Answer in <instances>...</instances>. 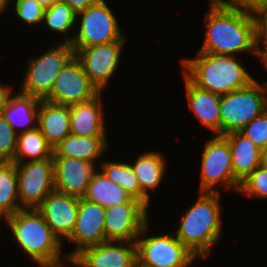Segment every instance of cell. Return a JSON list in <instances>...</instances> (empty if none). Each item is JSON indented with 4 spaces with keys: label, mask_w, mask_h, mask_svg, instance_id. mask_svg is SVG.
Masks as SVG:
<instances>
[{
    "label": "cell",
    "mask_w": 267,
    "mask_h": 267,
    "mask_svg": "<svg viewBox=\"0 0 267 267\" xmlns=\"http://www.w3.org/2000/svg\"><path fill=\"white\" fill-rule=\"evenodd\" d=\"M240 133L260 149L267 147V110L254 118Z\"/></svg>",
    "instance_id": "cell-32"
},
{
    "label": "cell",
    "mask_w": 267,
    "mask_h": 267,
    "mask_svg": "<svg viewBox=\"0 0 267 267\" xmlns=\"http://www.w3.org/2000/svg\"><path fill=\"white\" fill-rule=\"evenodd\" d=\"M40 5H42L44 8L51 7L55 3L59 2L60 0H37Z\"/></svg>",
    "instance_id": "cell-40"
},
{
    "label": "cell",
    "mask_w": 267,
    "mask_h": 267,
    "mask_svg": "<svg viewBox=\"0 0 267 267\" xmlns=\"http://www.w3.org/2000/svg\"><path fill=\"white\" fill-rule=\"evenodd\" d=\"M231 150L235 179L241 183L260 166L261 149L240 132L225 135Z\"/></svg>",
    "instance_id": "cell-23"
},
{
    "label": "cell",
    "mask_w": 267,
    "mask_h": 267,
    "mask_svg": "<svg viewBox=\"0 0 267 267\" xmlns=\"http://www.w3.org/2000/svg\"><path fill=\"white\" fill-rule=\"evenodd\" d=\"M78 32L73 36V49H82L115 41H126L117 18L105 0H97L86 10L77 13ZM123 33V34H122Z\"/></svg>",
    "instance_id": "cell-7"
},
{
    "label": "cell",
    "mask_w": 267,
    "mask_h": 267,
    "mask_svg": "<svg viewBox=\"0 0 267 267\" xmlns=\"http://www.w3.org/2000/svg\"><path fill=\"white\" fill-rule=\"evenodd\" d=\"M38 128L47 143L54 149L71 133L69 105L41 100L38 113Z\"/></svg>",
    "instance_id": "cell-20"
},
{
    "label": "cell",
    "mask_w": 267,
    "mask_h": 267,
    "mask_svg": "<svg viewBox=\"0 0 267 267\" xmlns=\"http://www.w3.org/2000/svg\"><path fill=\"white\" fill-rule=\"evenodd\" d=\"M148 207L144 203H122L105 208L106 241L133 242L148 223Z\"/></svg>",
    "instance_id": "cell-13"
},
{
    "label": "cell",
    "mask_w": 267,
    "mask_h": 267,
    "mask_svg": "<svg viewBox=\"0 0 267 267\" xmlns=\"http://www.w3.org/2000/svg\"><path fill=\"white\" fill-rule=\"evenodd\" d=\"M18 179V196L22 208H37L53 191V159L15 163Z\"/></svg>",
    "instance_id": "cell-10"
},
{
    "label": "cell",
    "mask_w": 267,
    "mask_h": 267,
    "mask_svg": "<svg viewBox=\"0 0 267 267\" xmlns=\"http://www.w3.org/2000/svg\"><path fill=\"white\" fill-rule=\"evenodd\" d=\"M107 146L108 140L106 136L81 137L70 133L55 146L53 157L76 158L96 163L107 152Z\"/></svg>",
    "instance_id": "cell-22"
},
{
    "label": "cell",
    "mask_w": 267,
    "mask_h": 267,
    "mask_svg": "<svg viewBox=\"0 0 267 267\" xmlns=\"http://www.w3.org/2000/svg\"><path fill=\"white\" fill-rule=\"evenodd\" d=\"M19 202L15 163L0 161V220L23 209Z\"/></svg>",
    "instance_id": "cell-28"
},
{
    "label": "cell",
    "mask_w": 267,
    "mask_h": 267,
    "mask_svg": "<svg viewBox=\"0 0 267 267\" xmlns=\"http://www.w3.org/2000/svg\"><path fill=\"white\" fill-rule=\"evenodd\" d=\"M260 166L263 168H267V147L261 149Z\"/></svg>",
    "instance_id": "cell-38"
},
{
    "label": "cell",
    "mask_w": 267,
    "mask_h": 267,
    "mask_svg": "<svg viewBox=\"0 0 267 267\" xmlns=\"http://www.w3.org/2000/svg\"><path fill=\"white\" fill-rule=\"evenodd\" d=\"M201 159L199 192L219 193L217 184L238 192L240 183L235 179L228 140L223 135H214L205 143Z\"/></svg>",
    "instance_id": "cell-9"
},
{
    "label": "cell",
    "mask_w": 267,
    "mask_h": 267,
    "mask_svg": "<svg viewBox=\"0 0 267 267\" xmlns=\"http://www.w3.org/2000/svg\"><path fill=\"white\" fill-rule=\"evenodd\" d=\"M183 79L188 101L187 108L196 115L203 126L213 132V135H221V96L199 88L185 75Z\"/></svg>",
    "instance_id": "cell-19"
},
{
    "label": "cell",
    "mask_w": 267,
    "mask_h": 267,
    "mask_svg": "<svg viewBox=\"0 0 267 267\" xmlns=\"http://www.w3.org/2000/svg\"><path fill=\"white\" fill-rule=\"evenodd\" d=\"M11 1L12 0H0V16H2L1 14L8 10V4H10Z\"/></svg>",
    "instance_id": "cell-39"
},
{
    "label": "cell",
    "mask_w": 267,
    "mask_h": 267,
    "mask_svg": "<svg viewBox=\"0 0 267 267\" xmlns=\"http://www.w3.org/2000/svg\"><path fill=\"white\" fill-rule=\"evenodd\" d=\"M166 159L156 151L139 155L131 167L138 179L141 191L150 199V190H156L162 184L167 169Z\"/></svg>",
    "instance_id": "cell-25"
},
{
    "label": "cell",
    "mask_w": 267,
    "mask_h": 267,
    "mask_svg": "<svg viewBox=\"0 0 267 267\" xmlns=\"http://www.w3.org/2000/svg\"><path fill=\"white\" fill-rule=\"evenodd\" d=\"M40 101L31 95L13 93L1 116L17 134L33 130L38 127Z\"/></svg>",
    "instance_id": "cell-21"
},
{
    "label": "cell",
    "mask_w": 267,
    "mask_h": 267,
    "mask_svg": "<svg viewBox=\"0 0 267 267\" xmlns=\"http://www.w3.org/2000/svg\"><path fill=\"white\" fill-rule=\"evenodd\" d=\"M15 2V3H14ZM15 16L25 25L43 24L45 9L37 0H13Z\"/></svg>",
    "instance_id": "cell-31"
},
{
    "label": "cell",
    "mask_w": 267,
    "mask_h": 267,
    "mask_svg": "<svg viewBox=\"0 0 267 267\" xmlns=\"http://www.w3.org/2000/svg\"><path fill=\"white\" fill-rule=\"evenodd\" d=\"M149 222L136 238L137 267H191L197 257L174 234L146 236ZM196 258V259H195Z\"/></svg>",
    "instance_id": "cell-6"
},
{
    "label": "cell",
    "mask_w": 267,
    "mask_h": 267,
    "mask_svg": "<svg viewBox=\"0 0 267 267\" xmlns=\"http://www.w3.org/2000/svg\"><path fill=\"white\" fill-rule=\"evenodd\" d=\"M98 167L108 179L121 186L132 198L141 201L149 208L150 199L141 191L138 179L129 163L104 161Z\"/></svg>",
    "instance_id": "cell-27"
},
{
    "label": "cell",
    "mask_w": 267,
    "mask_h": 267,
    "mask_svg": "<svg viewBox=\"0 0 267 267\" xmlns=\"http://www.w3.org/2000/svg\"><path fill=\"white\" fill-rule=\"evenodd\" d=\"M126 41L74 49L88 79L103 92L120 63Z\"/></svg>",
    "instance_id": "cell-11"
},
{
    "label": "cell",
    "mask_w": 267,
    "mask_h": 267,
    "mask_svg": "<svg viewBox=\"0 0 267 267\" xmlns=\"http://www.w3.org/2000/svg\"><path fill=\"white\" fill-rule=\"evenodd\" d=\"M83 198L104 208L122 203H142L132 198L121 186L108 179L100 169L93 173Z\"/></svg>",
    "instance_id": "cell-24"
},
{
    "label": "cell",
    "mask_w": 267,
    "mask_h": 267,
    "mask_svg": "<svg viewBox=\"0 0 267 267\" xmlns=\"http://www.w3.org/2000/svg\"><path fill=\"white\" fill-rule=\"evenodd\" d=\"M267 71V69H265ZM261 87V90H262V93H263V96H264V99H265V102L267 104V80L264 81V82H259L257 81ZM261 83V84H260Z\"/></svg>",
    "instance_id": "cell-41"
},
{
    "label": "cell",
    "mask_w": 267,
    "mask_h": 267,
    "mask_svg": "<svg viewBox=\"0 0 267 267\" xmlns=\"http://www.w3.org/2000/svg\"><path fill=\"white\" fill-rule=\"evenodd\" d=\"M256 23V40L260 54L267 48V3L253 11Z\"/></svg>",
    "instance_id": "cell-34"
},
{
    "label": "cell",
    "mask_w": 267,
    "mask_h": 267,
    "mask_svg": "<svg viewBox=\"0 0 267 267\" xmlns=\"http://www.w3.org/2000/svg\"><path fill=\"white\" fill-rule=\"evenodd\" d=\"M68 4L76 13L86 10L93 5L97 0H60Z\"/></svg>",
    "instance_id": "cell-36"
},
{
    "label": "cell",
    "mask_w": 267,
    "mask_h": 267,
    "mask_svg": "<svg viewBox=\"0 0 267 267\" xmlns=\"http://www.w3.org/2000/svg\"><path fill=\"white\" fill-rule=\"evenodd\" d=\"M18 134L0 115V161L11 162L17 147Z\"/></svg>",
    "instance_id": "cell-33"
},
{
    "label": "cell",
    "mask_w": 267,
    "mask_h": 267,
    "mask_svg": "<svg viewBox=\"0 0 267 267\" xmlns=\"http://www.w3.org/2000/svg\"><path fill=\"white\" fill-rule=\"evenodd\" d=\"M71 265L75 267H137L136 242L106 241L89 246L71 260Z\"/></svg>",
    "instance_id": "cell-15"
},
{
    "label": "cell",
    "mask_w": 267,
    "mask_h": 267,
    "mask_svg": "<svg viewBox=\"0 0 267 267\" xmlns=\"http://www.w3.org/2000/svg\"><path fill=\"white\" fill-rule=\"evenodd\" d=\"M220 192H200L197 200L181 213L175 236L197 258L208 257L213 245L221 238Z\"/></svg>",
    "instance_id": "cell-4"
},
{
    "label": "cell",
    "mask_w": 267,
    "mask_h": 267,
    "mask_svg": "<svg viewBox=\"0 0 267 267\" xmlns=\"http://www.w3.org/2000/svg\"><path fill=\"white\" fill-rule=\"evenodd\" d=\"M74 55L72 45L63 40L41 56L30 58L20 93L45 100L52 91L57 75Z\"/></svg>",
    "instance_id": "cell-5"
},
{
    "label": "cell",
    "mask_w": 267,
    "mask_h": 267,
    "mask_svg": "<svg viewBox=\"0 0 267 267\" xmlns=\"http://www.w3.org/2000/svg\"><path fill=\"white\" fill-rule=\"evenodd\" d=\"M101 94L69 105L71 134L81 137L107 135Z\"/></svg>",
    "instance_id": "cell-18"
},
{
    "label": "cell",
    "mask_w": 267,
    "mask_h": 267,
    "mask_svg": "<svg viewBox=\"0 0 267 267\" xmlns=\"http://www.w3.org/2000/svg\"><path fill=\"white\" fill-rule=\"evenodd\" d=\"M54 33L66 35L64 42L71 43L74 36H69L77 23V13L66 3L57 2L45 9L43 23ZM70 31V32H69Z\"/></svg>",
    "instance_id": "cell-29"
},
{
    "label": "cell",
    "mask_w": 267,
    "mask_h": 267,
    "mask_svg": "<svg viewBox=\"0 0 267 267\" xmlns=\"http://www.w3.org/2000/svg\"><path fill=\"white\" fill-rule=\"evenodd\" d=\"M267 110L261 87L257 80L248 86L221 96V135L240 132L254 118Z\"/></svg>",
    "instance_id": "cell-8"
},
{
    "label": "cell",
    "mask_w": 267,
    "mask_h": 267,
    "mask_svg": "<svg viewBox=\"0 0 267 267\" xmlns=\"http://www.w3.org/2000/svg\"><path fill=\"white\" fill-rule=\"evenodd\" d=\"M105 208L84 198H79L74 230L67 239L77 246L66 256L71 261L84 248L106 242L104 230Z\"/></svg>",
    "instance_id": "cell-14"
},
{
    "label": "cell",
    "mask_w": 267,
    "mask_h": 267,
    "mask_svg": "<svg viewBox=\"0 0 267 267\" xmlns=\"http://www.w3.org/2000/svg\"><path fill=\"white\" fill-rule=\"evenodd\" d=\"M180 61L183 74L194 85L220 96L244 88L255 80L237 56L197 52L195 58Z\"/></svg>",
    "instance_id": "cell-3"
},
{
    "label": "cell",
    "mask_w": 267,
    "mask_h": 267,
    "mask_svg": "<svg viewBox=\"0 0 267 267\" xmlns=\"http://www.w3.org/2000/svg\"><path fill=\"white\" fill-rule=\"evenodd\" d=\"M78 204L79 198L53 191L36 208L62 244L74 230Z\"/></svg>",
    "instance_id": "cell-16"
},
{
    "label": "cell",
    "mask_w": 267,
    "mask_h": 267,
    "mask_svg": "<svg viewBox=\"0 0 267 267\" xmlns=\"http://www.w3.org/2000/svg\"><path fill=\"white\" fill-rule=\"evenodd\" d=\"M99 93L100 91L88 79L80 61L74 55L57 75L52 91L45 100L71 105L91 100Z\"/></svg>",
    "instance_id": "cell-12"
},
{
    "label": "cell",
    "mask_w": 267,
    "mask_h": 267,
    "mask_svg": "<svg viewBox=\"0 0 267 267\" xmlns=\"http://www.w3.org/2000/svg\"><path fill=\"white\" fill-rule=\"evenodd\" d=\"M218 5L226 8L244 9L254 11L267 3V0H214Z\"/></svg>",
    "instance_id": "cell-35"
},
{
    "label": "cell",
    "mask_w": 267,
    "mask_h": 267,
    "mask_svg": "<svg viewBox=\"0 0 267 267\" xmlns=\"http://www.w3.org/2000/svg\"><path fill=\"white\" fill-rule=\"evenodd\" d=\"M53 148L47 143L40 129L19 133L17 147L11 162L22 163L28 161H41L53 159Z\"/></svg>",
    "instance_id": "cell-26"
},
{
    "label": "cell",
    "mask_w": 267,
    "mask_h": 267,
    "mask_svg": "<svg viewBox=\"0 0 267 267\" xmlns=\"http://www.w3.org/2000/svg\"><path fill=\"white\" fill-rule=\"evenodd\" d=\"M4 220L25 256L31 258L37 265L68 267L71 263L65 254H60L63 248L61 241L54 235L36 208H23ZM62 259L66 262L63 263ZM66 263L68 264L64 265Z\"/></svg>",
    "instance_id": "cell-2"
},
{
    "label": "cell",
    "mask_w": 267,
    "mask_h": 267,
    "mask_svg": "<svg viewBox=\"0 0 267 267\" xmlns=\"http://www.w3.org/2000/svg\"><path fill=\"white\" fill-rule=\"evenodd\" d=\"M209 3L205 16L206 33L198 52L233 56L251 53L260 59L253 12L226 8L214 0Z\"/></svg>",
    "instance_id": "cell-1"
},
{
    "label": "cell",
    "mask_w": 267,
    "mask_h": 267,
    "mask_svg": "<svg viewBox=\"0 0 267 267\" xmlns=\"http://www.w3.org/2000/svg\"><path fill=\"white\" fill-rule=\"evenodd\" d=\"M12 89V86L10 87L9 85H4L0 82V115L7 106L9 98L13 95Z\"/></svg>",
    "instance_id": "cell-37"
},
{
    "label": "cell",
    "mask_w": 267,
    "mask_h": 267,
    "mask_svg": "<svg viewBox=\"0 0 267 267\" xmlns=\"http://www.w3.org/2000/svg\"><path fill=\"white\" fill-rule=\"evenodd\" d=\"M238 192L248 197L267 198V168L257 167L241 183Z\"/></svg>",
    "instance_id": "cell-30"
},
{
    "label": "cell",
    "mask_w": 267,
    "mask_h": 267,
    "mask_svg": "<svg viewBox=\"0 0 267 267\" xmlns=\"http://www.w3.org/2000/svg\"><path fill=\"white\" fill-rule=\"evenodd\" d=\"M54 165L55 191L83 198L93 173L98 169L96 163L76 158L52 157Z\"/></svg>",
    "instance_id": "cell-17"
},
{
    "label": "cell",
    "mask_w": 267,
    "mask_h": 267,
    "mask_svg": "<svg viewBox=\"0 0 267 267\" xmlns=\"http://www.w3.org/2000/svg\"><path fill=\"white\" fill-rule=\"evenodd\" d=\"M260 60L263 62V67L267 69V48L260 54Z\"/></svg>",
    "instance_id": "cell-42"
}]
</instances>
